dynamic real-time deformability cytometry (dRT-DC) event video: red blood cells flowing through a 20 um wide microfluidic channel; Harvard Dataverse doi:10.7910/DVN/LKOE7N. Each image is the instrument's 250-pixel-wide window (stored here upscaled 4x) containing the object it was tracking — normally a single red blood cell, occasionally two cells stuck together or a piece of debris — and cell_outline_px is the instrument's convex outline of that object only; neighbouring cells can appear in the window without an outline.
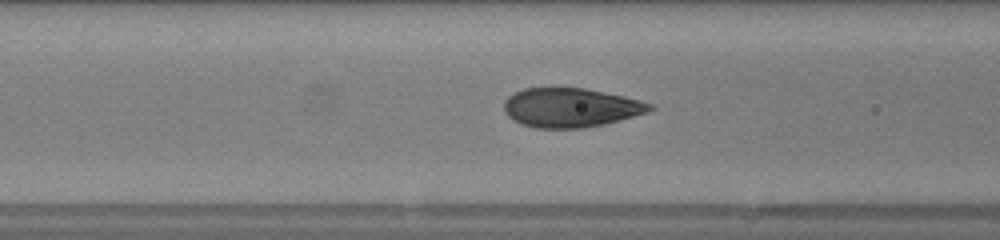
{"species": "human", "species_latin": "Homo sapiens", "temperature_condition": "warm", "stored_images_in_passage": 46, "camera_frame_rate_fps": 3000, "um_per_image_px": 0.085, "donor": {"sex": "female"}, "frame": {"image": 1, "passage_image": 17, "time_ms": 5.333, "image_size_px": [1000, 240], "cell_outline_px": [[656, 108], [648, 112], [604, 124], [584, 128], [536, 128], [520, 124], [512, 120], [504, 112], [504, 100], [508, 96], [524, 88], [584, 88], [624, 96], [640, 100], [652, 104]], "centroid_in_image_um": [48.49, 9.15], "position_along_channel_um": 118.1, "area_um2": 33.35}}
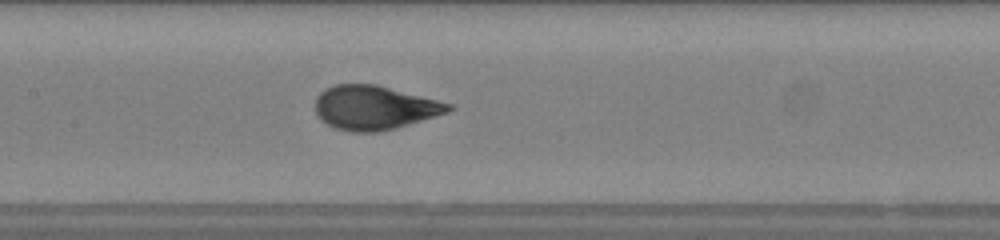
{"frame": {"image": 2, "passage_image": 21, "time_ms": 6.667, "image_size_px": [1000, 240], "cell_outline_px": [[452, 108], [448, 112], [408, 124], [376, 132], [352, 132], [336, 128], [320, 120], [316, 112], [316, 96], [324, 88], [336, 84], [376, 84], [452, 104]], "centroid_in_image_um": [31.77, 9.14], "position_along_channel_um": 175.6, "area_um2": 33.81}}
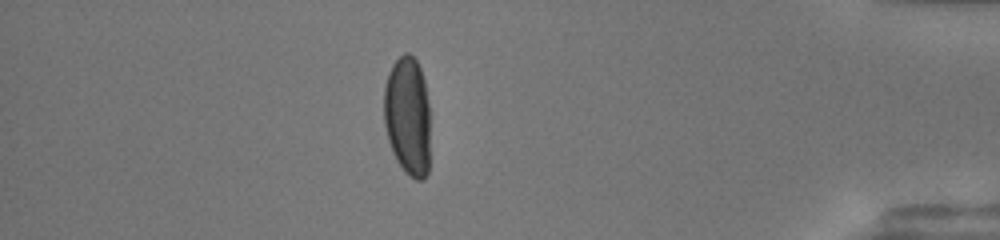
{"frame": {"image": 3, "passage_image": 40, "time_ms": 13.0, "image_size_px": [1000, 240], "cell_outline_px": [[428, 172], [424, 180], [416, 180], [408, 176], [404, 172], [396, 160], [392, 152], [388, 140], [384, 124], [384, 88], [388, 72], [392, 64], [404, 52], [408, 52], [416, 60], [420, 68], [424, 80], [428, 104]], "centroid_in_image_um": [34.63, 9.88], "position_along_channel_um": 400.6, "area_um2": 32.25}, "authors_computed_cell_mechanics": {"area_um2": 33.2928, "velocity_mm_per_s": 4.2908, "shape_relaxation_time_tau1_ms": 3.5118, "shape_relaxation_time_tau2_ms": null, "deformation_change_tau1": 0.1951, "deformation_change_tau2": null}}